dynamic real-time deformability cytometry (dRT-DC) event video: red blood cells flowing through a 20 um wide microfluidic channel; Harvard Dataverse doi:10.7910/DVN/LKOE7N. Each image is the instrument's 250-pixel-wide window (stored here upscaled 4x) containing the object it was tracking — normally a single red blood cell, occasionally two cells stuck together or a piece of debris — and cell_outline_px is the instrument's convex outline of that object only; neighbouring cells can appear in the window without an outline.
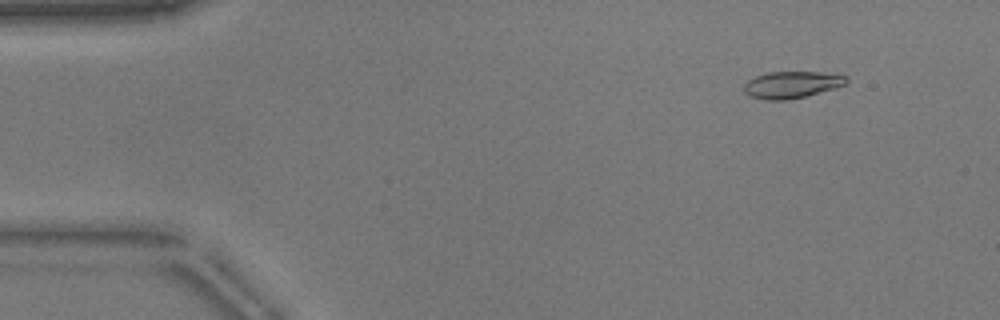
{"species": "common noctule bat (a hibernating species)", "species_latin": "Nyctalus noctula", "temperature_condition": "warm", "stored_images_in_passage": 38, "camera_frame_rate_fps": 3000, "um_per_image_px": 0.085, "animal": {"sex": "male", "body_mass_g": 17.9}, "frame": {"image": 1, "passage_image": 6, "time_ms": 1.667, "image_size_px": [1000, 320], "cell_outline_px": [[848, 84], [836, 88], [804, 96], [784, 100], [764, 100], [748, 96], [744, 92], [744, 84], [748, 80], [756, 76], [768, 72], [820, 72], [848, 76]], "centroid_in_image_um": [67.3, 7.2], "position_along_channel_um": 17.7, "area_um2": 16.07}}
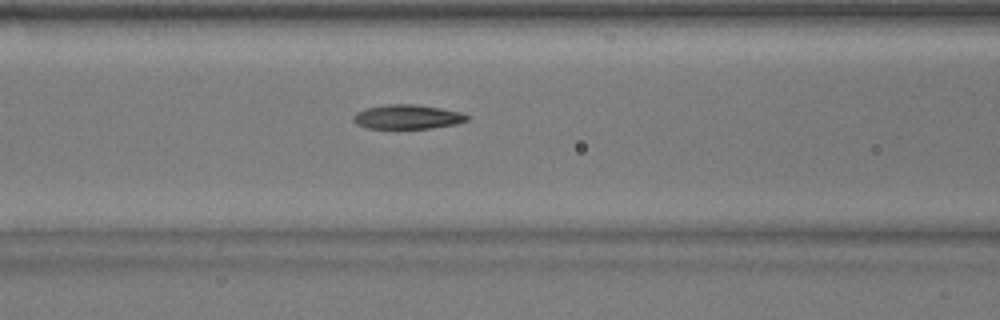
{"frame": {"image": 2, "passage_image": 22, "time_ms": 7.0, "image_size_px": [1000, 320], "cell_outline_px": [[472, 116], [468, 120], [456, 124], [432, 128], [368, 128], [356, 124], [352, 120], [352, 116], [356, 112], [364, 108], [388, 104], [416, 104], [440, 108], [460, 112]], "centroid_in_image_um": [34.62, 9.93], "position_along_channel_um": 132.0, "area_um2": 16.24}}
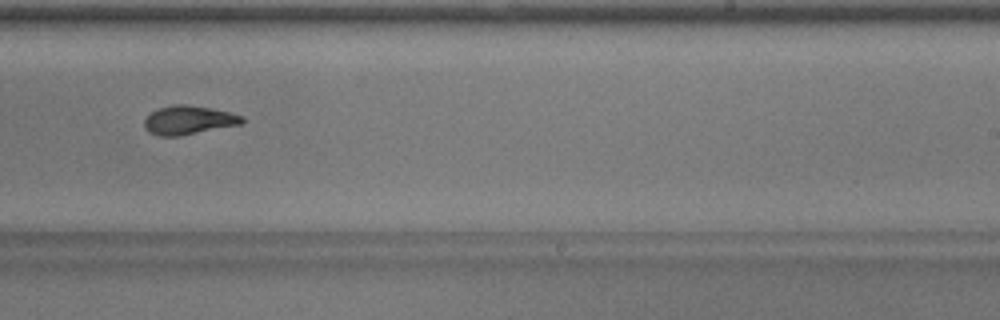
{"frame": {"image": 3, "passage_image": 33, "time_ms": 10.667, "image_size_px": [1000, 320], "cell_outline_px": [[244, 124], [180, 136], [160, 136], [148, 132], [144, 128], [144, 120], [156, 108], [172, 104], [184, 104], [212, 108], [244, 116]], "centroid_in_image_um": [16.04, 10.21], "position_along_channel_um": 273.0, "area_um2": 16.65}}